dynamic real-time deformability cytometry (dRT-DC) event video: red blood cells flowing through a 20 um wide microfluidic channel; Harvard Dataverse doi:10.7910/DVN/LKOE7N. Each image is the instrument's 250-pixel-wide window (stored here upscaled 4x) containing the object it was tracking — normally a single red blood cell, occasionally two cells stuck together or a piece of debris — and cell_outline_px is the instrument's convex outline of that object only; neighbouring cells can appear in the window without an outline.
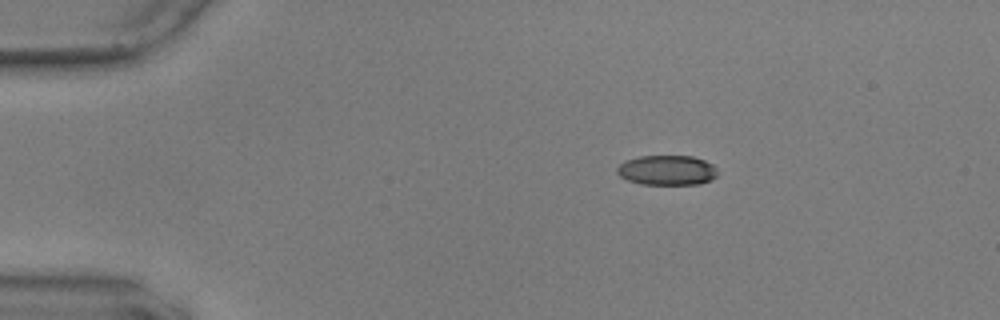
{"species": "common noctule bat (a hibernating species)", "species_latin": "Nyctalus noctula", "temperature_condition": "warm", "stored_images_in_passage": 22, "camera_frame_rate_fps": 3000, "um_per_image_px": 0.085, "animal": {"sex": "male", "body_mass_g": 17.9, "forearm_length_mm": 54.2}, "frame": {"image": 1, "passage_image": 1, "time_ms": 0.0, "image_size_px": [1000, 320], "cell_outline_px": [[716, 176], [712, 180], [700, 184], [640, 184], [628, 180], [620, 176], [616, 172], [616, 168], [624, 160], [640, 156], [692, 156], [704, 160], [712, 164], [716, 168]], "centroid_in_image_um": [56.68, 14.47], "position_along_channel_um": 28.3, "area_um2": 17.57}}
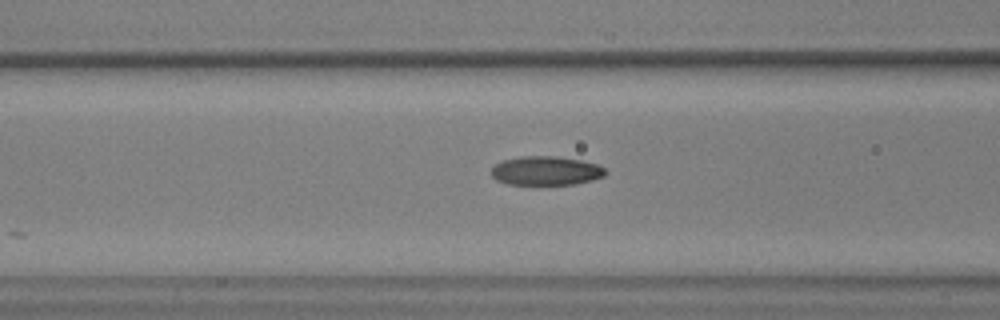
{"frame": {"image": 2, "passage_image": 14, "time_ms": 4.333, "image_size_px": [1000, 320], "cell_outline_px": [[608, 172], [604, 176], [592, 180], [576, 184], [508, 184], [496, 180], [492, 176], [492, 168], [496, 164], [504, 160], [520, 156], [556, 156], [580, 160], [596, 164], [604, 168]], "centroid_in_image_um": [46.42, 14.51], "position_along_channel_um": 120.2, "area_um2": 19.19}}
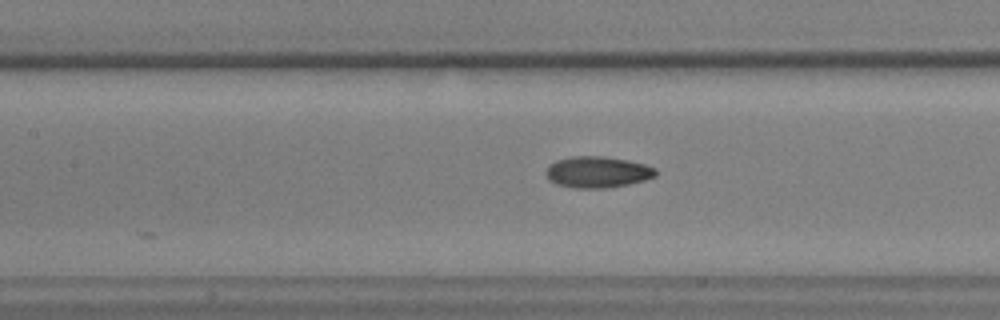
{"frame": {"image": 3, "passage_image": 17, "time_ms": 5.333, "image_size_px": [1000, 320], "cell_outline_px": [[656, 176], [644, 180], [628, 184], [608, 188], [576, 188], [556, 184], [548, 180], [544, 172], [548, 164], [556, 160], [572, 156], [600, 156], [628, 160], [644, 164], [656, 168]], "centroid_in_image_um": [50.74, 14.62], "position_along_channel_um": 156.7, "area_um2": 20.17}}